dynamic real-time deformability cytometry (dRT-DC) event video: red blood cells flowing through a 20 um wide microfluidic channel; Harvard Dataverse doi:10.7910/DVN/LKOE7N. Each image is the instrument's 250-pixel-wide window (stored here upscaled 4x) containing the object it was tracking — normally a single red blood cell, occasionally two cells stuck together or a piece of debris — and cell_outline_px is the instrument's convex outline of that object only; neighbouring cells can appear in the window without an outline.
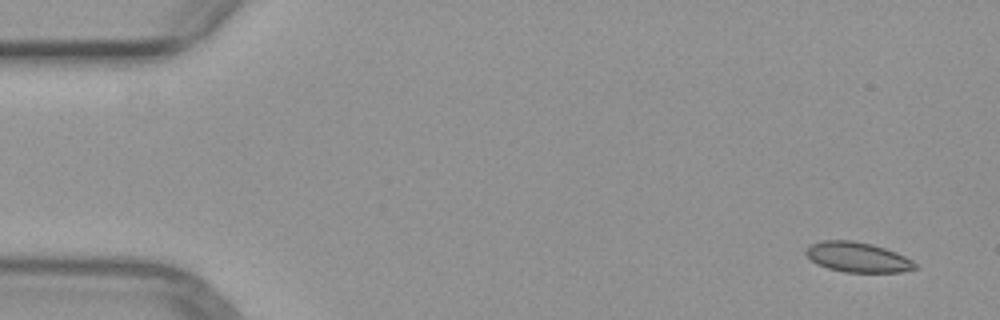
{"species": "common noctule bat (a hibernating species)", "species_latin": "Nyctalus noctula", "temperature_condition": "warm", "stored_images_in_passage": 50, "camera_frame_rate_fps": 3000, "um_per_image_px": 0.085, "animal": {"sex": "female", "body_mass_g": 29.2, "forearm_length_mm": 56.3}, "frame": {"image": 1, "passage_image": 1, "time_ms": 0.0, "image_size_px": [1000, 320], "cell_outline_px": [[916, 268], [900, 272], [844, 272], [828, 268], [816, 264], [804, 252], [808, 244], [824, 240], [852, 240], [872, 244], [896, 252], [912, 260], [916, 264]], "centroid_in_image_um": [72.86, 21.85], "position_along_channel_um": 12.1, "area_um2": 19.07}}
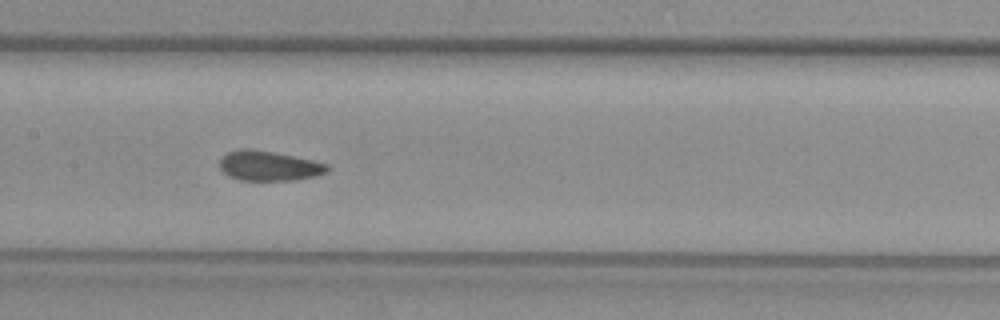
{"frame": {"image": 2, "passage_image": 23, "time_ms": 7.333, "image_size_px": [1000, 320], "cell_outline_px": [[328, 172], [316, 176], [296, 180], [240, 180], [228, 176], [220, 168], [220, 160], [228, 152], [240, 148], [248, 148], [272, 152], [312, 160], [328, 164]], "centroid_in_image_um": [22.86, 14.1], "position_along_channel_um": 184.5, "area_um2": 18.61}}
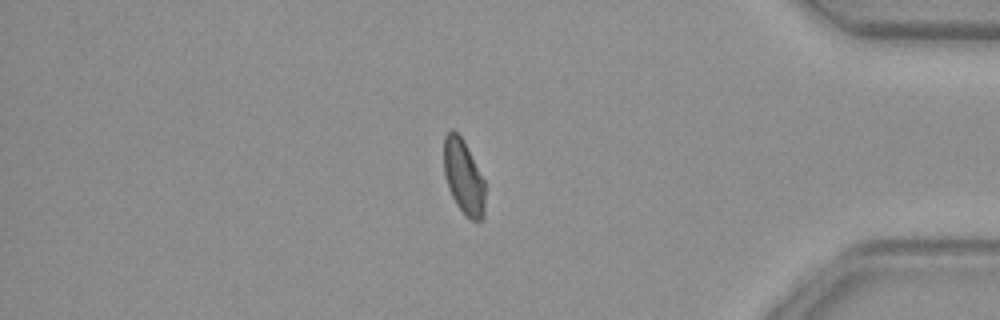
{"frame": {"image": 3, "passage_image": 41, "time_ms": 13.333, "image_size_px": [1000, 320], "cell_outline_px": [[484, 216], [480, 220], [472, 220], [456, 204], [448, 188], [444, 176], [444, 136], [452, 128], [464, 140], [484, 180]], "centroid_in_image_um": [39.39, 15.0], "position_along_channel_um": 395.8, "area_um2": 17.74}}